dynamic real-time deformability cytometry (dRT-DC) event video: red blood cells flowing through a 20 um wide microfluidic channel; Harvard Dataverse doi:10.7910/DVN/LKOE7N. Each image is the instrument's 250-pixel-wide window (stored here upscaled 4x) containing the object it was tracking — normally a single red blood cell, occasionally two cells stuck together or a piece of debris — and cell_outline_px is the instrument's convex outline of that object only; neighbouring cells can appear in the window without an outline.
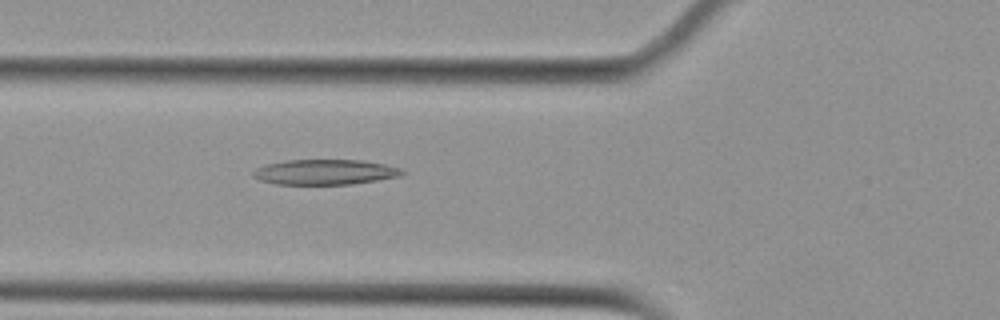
{"species": "Egyptian fruit bat (a non-hibernating species)", "species_latin": "Rousettus aegyptiacus", "temperature_condition": "cold", "stored_images_in_passage": 41, "camera_frame_rate_fps": 3000, "um_per_image_px": 0.085, "animal": {"sex": "female"}, "frame": {"image": 1, "passage_image": 7, "time_ms": 2.0, "image_size_px": [1000, 320], "cell_outline_px": [[408, 172], [400, 176], [352, 184], [276, 184], [260, 180], [252, 176], [252, 172], [256, 168], [264, 164], [284, 160], [364, 160], [384, 164], [400, 168]], "centroid_in_image_um": [27.61, 14.62], "position_along_channel_um": 98.2, "area_um2": 22.02}}
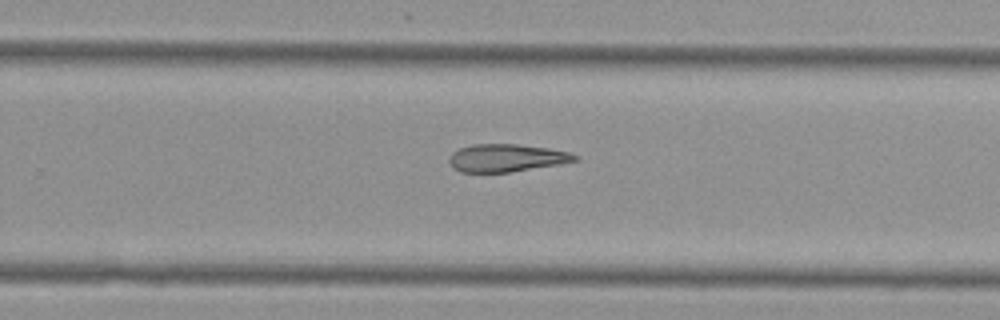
{"frame": {"image": 2, "passage_image": 22, "time_ms": 7.0, "image_size_px": [1000, 320], "cell_outline_px": [[580, 160], [560, 164], [508, 172], [460, 172], [452, 168], [448, 160], [448, 156], [452, 152], [460, 148], [472, 144], [516, 144], [548, 148], [568, 152], [580, 156]], "centroid_in_image_um": [43.03, 13.42], "position_along_channel_um": 286.8, "area_um2": 20.4}}
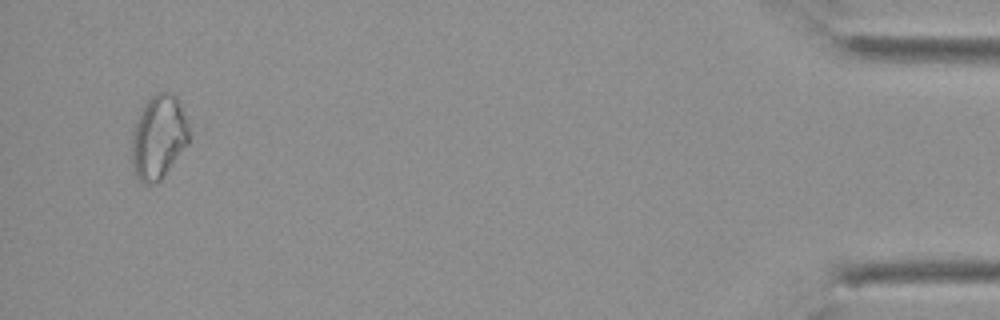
{"frame": {"image": 3, "passage_image": 39, "time_ms": 12.667, "image_size_px": [1000, 320], "cell_outline_px": [[188, 144], [164, 176], [156, 184], [144, 184], [136, 176], [132, 164], [132, 132], [140, 112], [144, 104], [156, 92], [168, 88], [180, 100], [188, 120]], "centroid_in_image_um": [13.5, 11.61], "position_along_channel_um": 421.7, "area_um2": 28.44}}